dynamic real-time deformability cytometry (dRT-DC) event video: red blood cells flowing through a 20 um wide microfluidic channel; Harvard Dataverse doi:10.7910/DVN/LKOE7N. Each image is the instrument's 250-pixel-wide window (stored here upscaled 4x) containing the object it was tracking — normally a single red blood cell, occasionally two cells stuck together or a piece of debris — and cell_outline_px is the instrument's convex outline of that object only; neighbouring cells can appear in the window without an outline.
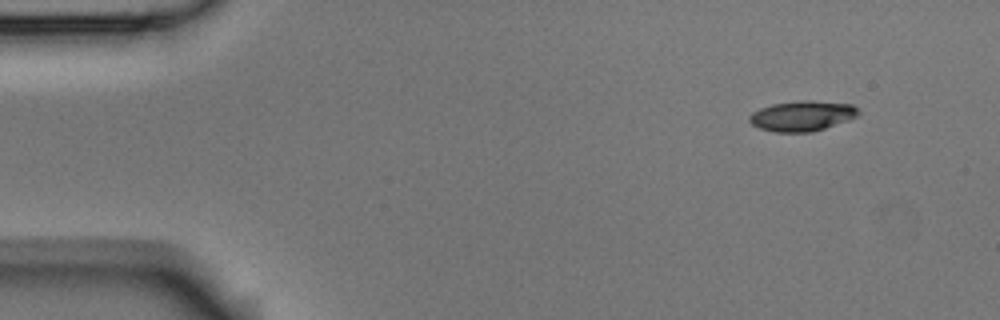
{"species": "Egyptian fruit bat (a non-hibernating species)", "species_latin": "Rousettus aegyptiacus", "temperature_condition": "room temperature", "stored_images_in_passage": 5, "segment_of_instrument_passage": [1, 2], "camera_frame_rate_fps": 3000, "um_per_image_px": 0.085, "animal": {"sex": "male"}, "frame": {"image": 1, "passage_image": 1, "time_ms": 0.0, "image_size_px": [1000, 320], "cell_outline_px": [[860, 112], [856, 116], [848, 120], [812, 132], [776, 132], [760, 128], [752, 124], [748, 120], [748, 116], [752, 112], [760, 108], [772, 104], [804, 100], [812, 100], [852, 104]], "centroid_in_image_um": [68.16, 9.85], "position_along_channel_um": 16.8, "area_um2": 19.13}}